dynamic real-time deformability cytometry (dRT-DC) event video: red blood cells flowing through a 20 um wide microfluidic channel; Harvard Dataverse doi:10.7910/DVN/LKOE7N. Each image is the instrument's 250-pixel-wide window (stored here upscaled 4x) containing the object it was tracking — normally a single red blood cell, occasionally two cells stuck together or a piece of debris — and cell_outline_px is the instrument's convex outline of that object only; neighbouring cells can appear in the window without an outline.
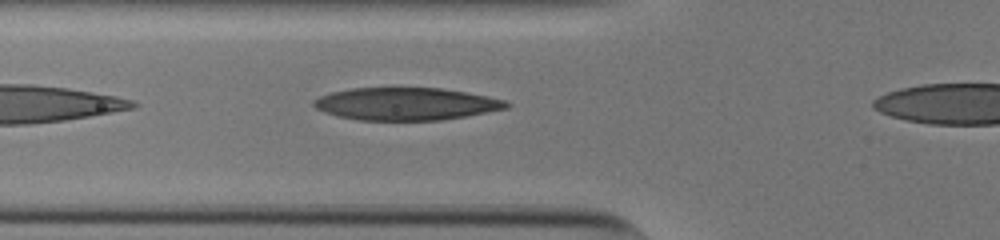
{"species": "human", "species_latin": "Homo sapiens", "temperature_condition": "cold", "stored_images_in_passage": 32, "camera_frame_rate_fps": 3000, "um_per_image_px": 0.085, "donor": {"sex": "male"}, "frame": {"image": 1, "passage_image": 4, "time_ms": 1.0, "image_size_px": [1000, 240], "cell_outline_px": [[512, 104], [508, 108], [488, 112], [440, 120], [360, 120], [340, 116], [324, 112], [316, 108], [312, 104], [312, 100], [320, 96], [332, 92], [352, 88], [444, 88], [468, 92], [488, 96], [504, 100]], "centroid_in_image_um": [34.53, 8.82], "position_along_channel_um": 91.3, "area_um2": 36.47}}
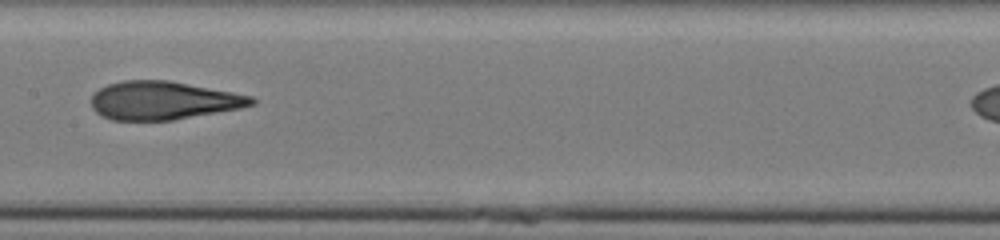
{"frame": {"image": 2, "passage_image": 12, "time_ms": 3.667, "image_size_px": [1000, 240], "cell_outline_px": [[256, 104], [240, 108], [172, 120], [112, 120], [96, 112], [92, 108], [92, 92], [108, 84], [124, 80], [168, 80], [232, 92], [252, 96], [256, 100]], "centroid_in_image_um": [13.86, 8.53], "position_along_channel_um": 193.5, "area_um2": 35.6}}
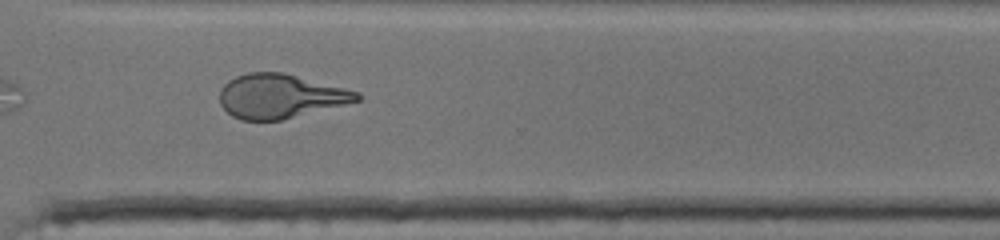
{"frame": {"image": 3, "passage_image": 24, "time_ms": 7.667, "image_size_px": [1000, 240], "cell_outline_px": [[360, 100], [280, 120], [240, 120], [232, 116], [220, 104], [220, 88], [228, 80], [236, 76], [248, 72], [284, 72], [360, 92]], "centroid_in_image_um": [23.78, 8.16], "position_along_channel_um": 346.8, "area_um2": 35.08}, "authors_computed_cell_mechanics": {"area_um2": 35.6915, "velocity_mm_per_s": 3.8277, "shape_relaxation_time_tau1_ms": 9.5307, "shape_relaxation_time_tau2_ms": 1.4721, "deformation_change_tau1": 0.3364, "deformation_change_tau2": 0.1066}}